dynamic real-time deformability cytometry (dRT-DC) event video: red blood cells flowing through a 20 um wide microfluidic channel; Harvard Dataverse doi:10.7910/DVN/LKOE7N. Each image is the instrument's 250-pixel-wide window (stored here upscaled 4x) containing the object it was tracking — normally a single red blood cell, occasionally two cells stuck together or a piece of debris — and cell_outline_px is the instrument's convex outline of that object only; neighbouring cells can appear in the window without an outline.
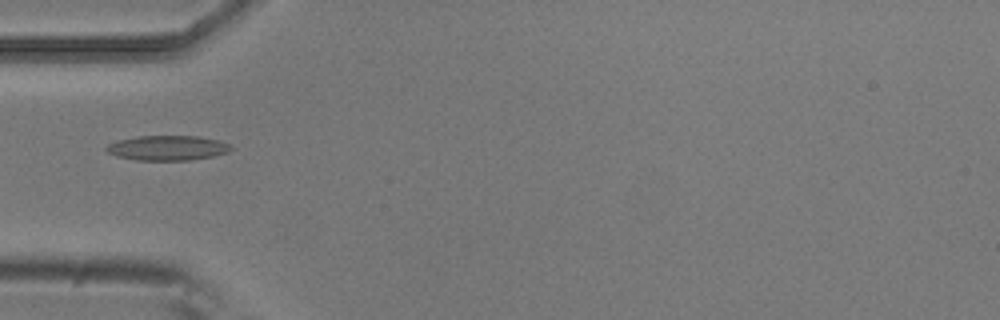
{"species": "common noctule bat (a hibernating species)", "species_latin": "Nyctalus noctula", "temperature_condition": "room temperature", "stored_images_in_passage": 4, "camera_frame_rate_fps": 3000, "um_per_image_px": 0.085, "animal": {"sex": "male", "body_mass_g": 20.5, "forearm_length_mm": 52.5}, "frame": {"image": 1, "passage_image": 4, "time_ms": 1.0, "image_size_px": [1000, 320], "cell_outline_px": [[232, 148], [228, 152], [212, 156], [188, 160], [136, 160], [116, 156], [108, 152], [104, 148], [108, 144], [116, 140], [136, 136], [200, 136], [220, 140], [228, 144]], "centroid_in_image_um": [14.2, 12.56], "position_along_channel_um": 70.8, "area_um2": 18.09}}